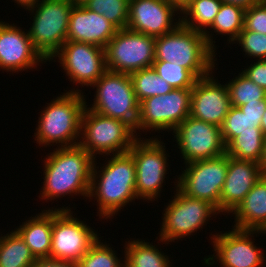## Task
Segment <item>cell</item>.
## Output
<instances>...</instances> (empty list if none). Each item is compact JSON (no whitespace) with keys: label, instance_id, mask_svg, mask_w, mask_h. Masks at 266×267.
Returning <instances> with one entry per match:
<instances>
[{"label":"cell","instance_id":"36","mask_svg":"<svg viewBox=\"0 0 266 267\" xmlns=\"http://www.w3.org/2000/svg\"><path fill=\"white\" fill-rule=\"evenodd\" d=\"M244 28L266 35V0L245 10Z\"/></svg>","mask_w":266,"mask_h":267},{"label":"cell","instance_id":"19","mask_svg":"<svg viewBox=\"0 0 266 267\" xmlns=\"http://www.w3.org/2000/svg\"><path fill=\"white\" fill-rule=\"evenodd\" d=\"M44 60L33 47L29 33L0 21V68L18 72Z\"/></svg>","mask_w":266,"mask_h":267},{"label":"cell","instance_id":"5","mask_svg":"<svg viewBox=\"0 0 266 267\" xmlns=\"http://www.w3.org/2000/svg\"><path fill=\"white\" fill-rule=\"evenodd\" d=\"M81 131L83 137L81 136L79 145L94 159L96 152L106 155L128 152L138 139L135 130L128 123L101 115L89 110L87 106L81 118Z\"/></svg>","mask_w":266,"mask_h":267},{"label":"cell","instance_id":"45","mask_svg":"<svg viewBox=\"0 0 266 267\" xmlns=\"http://www.w3.org/2000/svg\"><path fill=\"white\" fill-rule=\"evenodd\" d=\"M74 6L85 5L89 0H70Z\"/></svg>","mask_w":266,"mask_h":267},{"label":"cell","instance_id":"34","mask_svg":"<svg viewBox=\"0 0 266 267\" xmlns=\"http://www.w3.org/2000/svg\"><path fill=\"white\" fill-rule=\"evenodd\" d=\"M98 240L88 249L77 262L79 267H125L115 255V251Z\"/></svg>","mask_w":266,"mask_h":267},{"label":"cell","instance_id":"27","mask_svg":"<svg viewBox=\"0 0 266 267\" xmlns=\"http://www.w3.org/2000/svg\"><path fill=\"white\" fill-rule=\"evenodd\" d=\"M129 76L139 103L146 98L169 93L173 89L167 81L156 73L153 67L141 69Z\"/></svg>","mask_w":266,"mask_h":267},{"label":"cell","instance_id":"32","mask_svg":"<svg viewBox=\"0 0 266 267\" xmlns=\"http://www.w3.org/2000/svg\"><path fill=\"white\" fill-rule=\"evenodd\" d=\"M130 0H89L84 6L113 24L118 30L126 28Z\"/></svg>","mask_w":266,"mask_h":267},{"label":"cell","instance_id":"24","mask_svg":"<svg viewBox=\"0 0 266 267\" xmlns=\"http://www.w3.org/2000/svg\"><path fill=\"white\" fill-rule=\"evenodd\" d=\"M222 2V0H190L189 3L181 10L183 15L186 14L183 16L185 18L182 17L181 24L189 29L203 33L207 44L214 49V51V41L205 27H210L212 25L220 10Z\"/></svg>","mask_w":266,"mask_h":267},{"label":"cell","instance_id":"14","mask_svg":"<svg viewBox=\"0 0 266 267\" xmlns=\"http://www.w3.org/2000/svg\"><path fill=\"white\" fill-rule=\"evenodd\" d=\"M185 164L226 153L220 127L188 116L173 131Z\"/></svg>","mask_w":266,"mask_h":267},{"label":"cell","instance_id":"15","mask_svg":"<svg viewBox=\"0 0 266 267\" xmlns=\"http://www.w3.org/2000/svg\"><path fill=\"white\" fill-rule=\"evenodd\" d=\"M53 57H59L67 76L82 86H92L107 71L105 49L89 43L66 41Z\"/></svg>","mask_w":266,"mask_h":267},{"label":"cell","instance_id":"4","mask_svg":"<svg viewBox=\"0 0 266 267\" xmlns=\"http://www.w3.org/2000/svg\"><path fill=\"white\" fill-rule=\"evenodd\" d=\"M69 91L53 99L41 113L35 133V141L40 145L61 143V148L79 145L76 140L81 134V118L88 105L80 90Z\"/></svg>","mask_w":266,"mask_h":267},{"label":"cell","instance_id":"23","mask_svg":"<svg viewBox=\"0 0 266 267\" xmlns=\"http://www.w3.org/2000/svg\"><path fill=\"white\" fill-rule=\"evenodd\" d=\"M46 211V212H45ZM15 230L28 245L34 257L50 258L52 240V209L44 210Z\"/></svg>","mask_w":266,"mask_h":267},{"label":"cell","instance_id":"7","mask_svg":"<svg viewBox=\"0 0 266 267\" xmlns=\"http://www.w3.org/2000/svg\"><path fill=\"white\" fill-rule=\"evenodd\" d=\"M92 86L97 87V90L95 101L88 109L124 121L136 133L139 102L129 74L107 70Z\"/></svg>","mask_w":266,"mask_h":267},{"label":"cell","instance_id":"39","mask_svg":"<svg viewBox=\"0 0 266 267\" xmlns=\"http://www.w3.org/2000/svg\"><path fill=\"white\" fill-rule=\"evenodd\" d=\"M243 114L251 117H259L262 119L263 114L266 110V99L260 101V103H247L242 106H239Z\"/></svg>","mask_w":266,"mask_h":267},{"label":"cell","instance_id":"38","mask_svg":"<svg viewBox=\"0 0 266 267\" xmlns=\"http://www.w3.org/2000/svg\"><path fill=\"white\" fill-rule=\"evenodd\" d=\"M32 267H79L77 262L54 258H37Z\"/></svg>","mask_w":266,"mask_h":267},{"label":"cell","instance_id":"42","mask_svg":"<svg viewBox=\"0 0 266 267\" xmlns=\"http://www.w3.org/2000/svg\"><path fill=\"white\" fill-rule=\"evenodd\" d=\"M165 1L175 5L181 11L189 3L190 0H165Z\"/></svg>","mask_w":266,"mask_h":267},{"label":"cell","instance_id":"12","mask_svg":"<svg viewBox=\"0 0 266 267\" xmlns=\"http://www.w3.org/2000/svg\"><path fill=\"white\" fill-rule=\"evenodd\" d=\"M159 240L172 242L194 233L208 221L211 214L219 213L210 202L195 199L182 193L178 188L174 199L164 210Z\"/></svg>","mask_w":266,"mask_h":267},{"label":"cell","instance_id":"41","mask_svg":"<svg viewBox=\"0 0 266 267\" xmlns=\"http://www.w3.org/2000/svg\"><path fill=\"white\" fill-rule=\"evenodd\" d=\"M15 2L19 5L21 4L22 7L25 6L24 8L29 10L30 8H33L39 0H15Z\"/></svg>","mask_w":266,"mask_h":267},{"label":"cell","instance_id":"18","mask_svg":"<svg viewBox=\"0 0 266 267\" xmlns=\"http://www.w3.org/2000/svg\"><path fill=\"white\" fill-rule=\"evenodd\" d=\"M231 106L226 84L209 75L197 79L192 88L191 117L221 127Z\"/></svg>","mask_w":266,"mask_h":267},{"label":"cell","instance_id":"1","mask_svg":"<svg viewBox=\"0 0 266 267\" xmlns=\"http://www.w3.org/2000/svg\"><path fill=\"white\" fill-rule=\"evenodd\" d=\"M55 150L44 162L41 198L48 200L72 193L88 197L95 159L80 145Z\"/></svg>","mask_w":266,"mask_h":267},{"label":"cell","instance_id":"8","mask_svg":"<svg viewBox=\"0 0 266 267\" xmlns=\"http://www.w3.org/2000/svg\"><path fill=\"white\" fill-rule=\"evenodd\" d=\"M104 49L107 70L130 75L152 67L155 37L124 28L116 32Z\"/></svg>","mask_w":266,"mask_h":267},{"label":"cell","instance_id":"9","mask_svg":"<svg viewBox=\"0 0 266 267\" xmlns=\"http://www.w3.org/2000/svg\"><path fill=\"white\" fill-rule=\"evenodd\" d=\"M188 165V167H187ZM177 187L185 195L210 202L220 213V196L228 168V155L186 164Z\"/></svg>","mask_w":266,"mask_h":267},{"label":"cell","instance_id":"25","mask_svg":"<svg viewBox=\"0 0 266 267\" xmlns=\"http://www.w3.org/2000/svg\"><path fill=\"white\" fill-rule=\"evenodd\" d=\"M0 237V267H32L36 258L14 230Z\"/></svg>","mask_w":266,"mask_h":267},{"label":"cell","instance_id":"44","mask_svg":"<svg viewBox=\"0 0 266 267\" xmlns=\"http://www.w3.org/2000/svg\"><path fill=\"white\" fill-rule=\"evenodd\" d=\"M260 128L262 129V132H263L264 136L266 137V110H265L263 117L261 119Z\"/></svg>","mask_w":266,"mask_h":267},{"label":"cell","instance_id":"11","mask_svg":"<svg viewBox=\"0 0 266 267\" xmlns=\"http://www.w3.org/2000/svg\"><path fill=\"white\" fill-rule=\"evenodd\" d=\"M67 208L52 210L50 258L78 262L100 237Z\"/></svg>","mask_w":266,"mask_h":267},{"label":"cell","instance_id":"37","mask_svg":"<svg viewBox=\"0 0 266 267\" xmlns=\"http://www.w3.org/2000/svg\"><path fill=\"white\" fill-rule=\"evenodd\" d=\"M242 73L266 91V60L254 62Z\"/></svg>","mask_w":266,"mask_h":267},{"label":"cell","instance_id":"16","mask_svg":"<svg viewBox=\"0 0 266 267\" xmlns=\"http://www.w3.org/2000/svg\"><path fill=\"white\" fill-rule=\"evenodd\" d=\"M175 11L181 12L165 0H130L126 28L155 38L162 36L181 24V18L173 23Z\"/></svg>","mask_w":266,"mask_h":267},{"label":"cell","instance_id":"6","mask_svg":"<svg viewBox=\"0 0 266 267\" xmlns=\"http://www.w3.org/2000/svg\"><path fill=\"white\" fill-rule=\"evenodd\" d=\"M73 6L70 0H42L29 9L33 12L37 7L28 33L33 47L45 61H50L66 42Z\"/></svg>","mask_w":266,"mask_h":267},{"label":"cell","instance_id":"10","mask_svg":"<svg viewBox=\"0 0 266 267\" xmlns=\"http://www.w3.org/2000/svg\"><path fill=\"white\" fill-rule=\"evenodd\" d=\"M191 95L192 88H173L169 93L142 100L136 130H175L190 116Z\"/></svg>","mask_w":266,"mask_h":267},{"label":"cell","instance_id":"30","mask_svg":"<svg viewBox=\"0 0 266 267\" xmlns=\"http://www.w3.org/2000/svg\"><path fill=\"white\" fill-rule=\"evenodd\" d=\"M245 10L239 6L222 2L220 10L210 26L214 32L229 35L233 42L244 28Z\"/></svg>","mask_w":266,"mask_h":267},{"label":"cell","instance_id":"33","mask_svg":"<svg viewBox=\"0 0 266 267\" xmlns=\"http://www.w3.org/2000/svg\"><path fill=\"white\" fill-rule=\"evenodd\" d=\"M152 67L170 86L176 89L193 88L197 78L181 65L167 61H154Z\"/></svg>","mask_w":266,"mask_h":267},{"label":"cell","instance_id":"13","mask_svg":"<svg viewBox=\"0 0 266 267\" xmlns=\"http://www.w3.org/2000/svg\"><path fill=\"white\" fill-rule=\"evenodd\" d=\"M164 147L156 138L145 141L138 138L129 149L135 164L137 199L152 201L160 194L168 167Z\"/></svg>","mask_w":266,"mask_h":267},{"label":"cell","instance_id":"21","mask_svg":"<svg viewBox=\"0 0 266 267\" xmlns=\"http://www.w3.org/2000/svg\"><path fill=\"white\" fill-rule=\"evenodd\" d=\"M118 29L108 20L84 5L73 6L66 41L82 42L105 48Z\"/></svg>","mask_w":266,"mask_h":267},{"label":"cell","instance_id":"29","mask_svg":"<svg viewBox=\"0 0 266 267\" xmlns=\"http://www.w3.org/2000/svg\"><path fill=\"white\" fill-rule=\"evenodd\" d=\"M264 139L263 133L240 134L226 146V154L239 160L260 163L263 155Z\"/></svg>","mask_w":266,"mask_h":267},{"label":"cell","instance_id":"26","mask_svg":"<svg viewBox=\"0 0 266 267\" xmlns=\"http://www.w3.org/2000/svg\"><path fill=\"white\" fill-rule=\"evenodd\" d=\"M125 248V267H170L168 256L143 241H128Z\"/></svg>","mask_w":266,"mask_h":267},{"label":"cell","instance_id":"2","mask_svg":"<svg viewBox=\"0 0 266 267\" xmlns=\"http://www.w3.org/2000/svg\"><path fill=\"white\" fill-rule=\"evenodd\" d=\"M103 167L102 171L97 172L93 163L88 197L96 195L99 215L107 219L137 198L136 171L134 159L129 152L113 155ZM99 172L102 173L98 174ZM98 178L99 183L96 181Z\"/></svg>","mask_w":266,"mask_h":267},{"label":"cell","instance_id":"28","mask_svg":"<svg viewBox=\"0 0 266 267\" xmlns=\"http://www.w3.org/2000/svg\"><path fill=\"white\" fill-rule=\"evenodd\" d=\"M260 125L259 117L247 116L239 107L231 106L220 127L225 146L240 134L263 133Z\"/></svg>","mask_w":266,"mask_h":267},{"label":"cell","instance_id":"43","mask_svg":"<svg viewBox=\"0 0 266 267\" xmlns=\"http://www.w3.org/2000/svg\"><path fill=\"white\" fill-rule=\"evenodd\" d=\"M260 166L264 174H266V137L264 139L263 155L260 161Z\"/></svg>","mask_w":266,"mask_h":267},{"label":"cell","instance_id":"40","mask_svg":"<svg viewBox=\"0 0 266 267\" xmlns=\"http://www.w3.org/2000/svg\"><path fill=\"white\" fill-rule=\"evenodd\" d=\"M225 3L233 4L247 10L253 5L262 3L265 0H222Z\"/></svg>","mask_w":266,"mask_h":267},{"label":"cell","instance_id":"17","mask_svg":"<svg viewBox=\"0 0 266 267\" xmlns=\"http://www.w3.org/2000/svg\"><path fill=\"white\" fill-rule=\"evenodd\" d=\"M263 231L235 228L226 233L213 235L215 256L222 267H261L264 262L262 251L254 246L250 237ZM252 234V235H251ZM261 251V252H260Z\"/></svg>","mask_w":266,"mask_h":267},{"label":"cell","instance_id":"20","mask_svg":"<svg viewBox=\"0 0 266 267\" xmlns=\"http://www.w3.org/2000/svg\"><path fill=\"white\" fill-rule=\"evenodd\" d=\"M263 175L259 163L228 156V168L220 196V212L232 213Z\"/></svg>","mask_w":266,"mask_h":267},{"label":"cell","instance_id":"35","mask_svg":"<svg viewBox=\"0 0 266 267\" xmlns=\"http://www.w3.org/2000/svg\"><path fill=\"white\" fill-rule=\"evenodd\" d=\"M241 44V48L248 56L257 57L258 60H266V35L251 30H243L234 40Z\"/></svg>","mask_w":266,"mask_h":267},{"label":"cell","instance_id":"3","mask_svg":"<svg viewBox=\"0 0 266 267\" xmlns=\"http://www.w3.org/2000/svg\"><path fill=\"white\" fill-rule=\"evenodd\" d=\"M214 50L203 33L180 24L175 30L155 38V60L181 65L197 79L212 74ZM211 71V72H210Z\"/></svg>","mask_w":266,"mask_h":267},{"label":"cell","instance_id":"31","mask_svg":"<svg viewBox=\"0 0 266 267\" xmlns=\"http://www.w3.org/2000/svg\"><path fill=\"white\" fill-rule=\"evenodd\" d=\"M226 85L232 106L239 107L247 103H260L266 99V91L242 72Z\"/></svg>","mask_w":266,"mask_h":267},{"label":"cell","instance_id":"22","mask_svg":"<svg viewBox=\"0 0 266 267\" xmlns=\"http://www.w3.org/2000/svg\"><path fill=\"white\" fill-rule=\"evenodd\" d=\"M235 214V228L266 232V174L252 187Z\"/></svg>","mask_w":266,"mask_h":267}]
</instances>
